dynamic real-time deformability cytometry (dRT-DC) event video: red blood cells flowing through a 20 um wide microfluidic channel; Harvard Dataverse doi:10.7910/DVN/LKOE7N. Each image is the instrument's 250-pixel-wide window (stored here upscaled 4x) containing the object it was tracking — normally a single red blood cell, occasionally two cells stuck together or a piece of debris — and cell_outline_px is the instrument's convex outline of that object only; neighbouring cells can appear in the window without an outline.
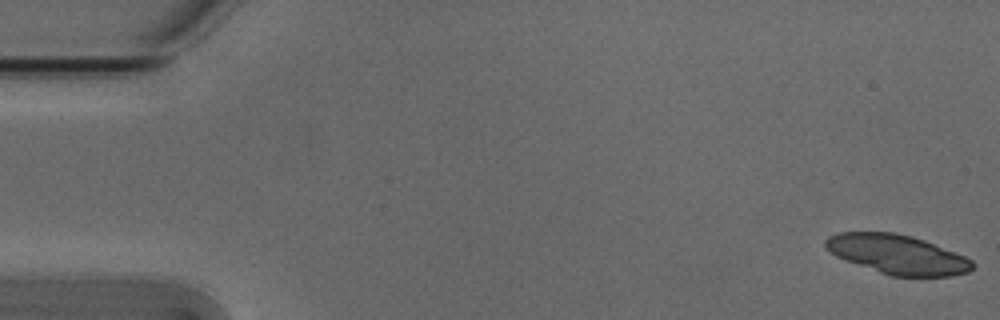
{"species": "Egyptian fruit bat (a non-hibernating species)", "species_latin": "Rousettus aegyptiacus", "temperature_condition": "cold", "stored_images_in_passage": 6, "camera_frame_rate_fps": 3000, "um_per_image_px": 0.085, "animal": {"sex": "male"}, "frame": {"image": 1, "passage_image": 1, "time_ms": 0.0, "image_size_px": [1000, 320], "cell_outline_px": [[972, 268], [968, 272], [952, 276], [892, 276], [844, 260], [828, 252], [824, 248], [824, 240], [828, 236], [840, 232], [896, 232], [912, 236], [924, 240], [964, 256], [972, 260]], "centroid_in_image_um": [76.21, 21.61], "position_along_channel_um": 8.8, "area_um2": 33.58}}